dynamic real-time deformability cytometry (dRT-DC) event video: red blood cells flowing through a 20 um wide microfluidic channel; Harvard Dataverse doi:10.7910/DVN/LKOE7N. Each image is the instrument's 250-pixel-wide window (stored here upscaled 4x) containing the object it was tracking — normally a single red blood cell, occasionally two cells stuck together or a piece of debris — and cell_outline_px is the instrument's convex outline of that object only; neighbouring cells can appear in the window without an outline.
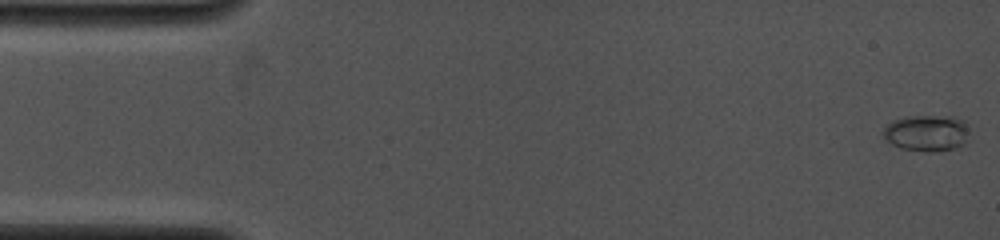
{"species": "common noctule bat (a hibernating species)", "species_latin": "Nyctalus noctula", "temperature_condition": "cold", "stored_images_in_passage": 29, "camera_frame_rate_fps": 4000, "um_per_image_px": 0.085, "animal": {"sex": "female", "body_mass_g": 19.0, "forearm_length_mm": 53.3}, "frame": {"image": 1, "passage_image": 1, "time_ms": 0.0, "image_size_px": [1000, 240], "cell_outline_px": [[964, 140], [956, 148], [936, 152], [928, 152], [900, 148], [892, 144], [884, 136], [884, 128], [888, 124], [904, 116], [956, 116], [964, 120]], "centroid_in_image_um": [78.72, 11.3], "position_along_channel_um": 6.3, "area_um2": 17.74}}
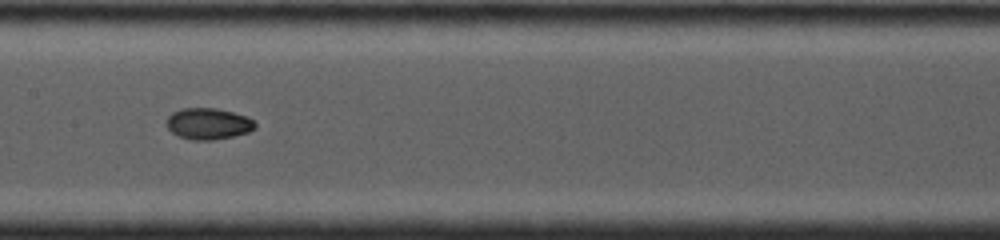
{"frame": {"image": 2, "passage_image": 14, "time_ms": 7.5, "image_size_px": [1000, 240], "cell_outline_px": [[256, 128], [248, 132], [232, 136], [212, 140], [192, 140], [180, 136], [172, 132], [168, 128], [164, 120], [172, 112], [184, 108], [216, 108], [248, 116], [256, 124]], "centroid_in_image_um": [17.69, 10.51], "position_along_channel_um": 189.7, "area_um2": 16.18}}
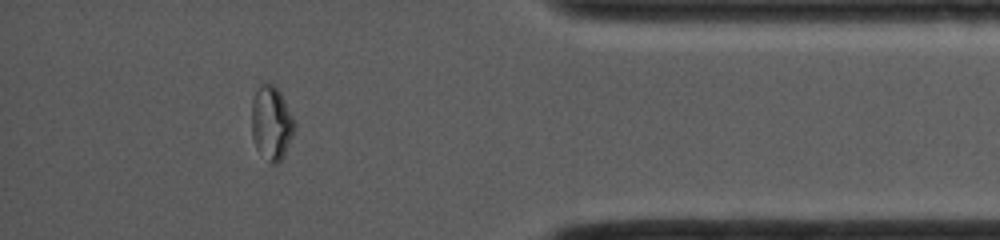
{"frame": {"image": 3, "passage_image": 25, "time_ms": 13.25, "image_size_px": [1000, 240], "cell_outline_px": [[296, 128], [284, 156], [276, 164], [272, 164], [256, 148], [252, 136], [252, 100], [260, 84], [272, 84], [280, 92], [296, 124]], "centroid_in_image_um": [23.08, 10.47], "position_along_channel_um": 412.1, "area_um2": 18.26}, "authors_computed_cell_mechanics": {"area_um2": 16.4152, "velocity_mm_per_s": 4.1965, "shape_relaxation_time_tau1_ms": null, "shape_relaxation_time_tau2_ms": 1.5037, "deformation_change_tau1": null, "deformation_change_tau2": 0.0326}}